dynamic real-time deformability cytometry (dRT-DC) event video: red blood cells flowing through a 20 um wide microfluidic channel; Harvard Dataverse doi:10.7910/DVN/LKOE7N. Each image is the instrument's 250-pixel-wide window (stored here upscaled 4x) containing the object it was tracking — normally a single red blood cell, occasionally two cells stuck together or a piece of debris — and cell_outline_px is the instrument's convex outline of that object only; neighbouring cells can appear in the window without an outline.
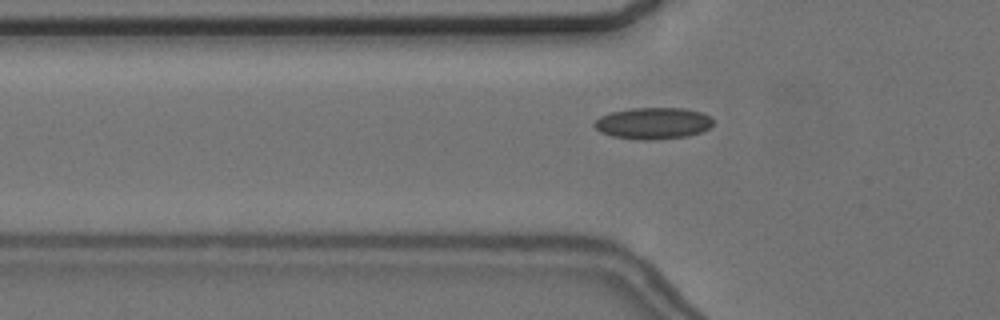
{"species": "common noctule bat (a hibernating species)", "species_latin": "Nyctalus noctula", "temperature_condition": "cold", "stored_images_in_passage": 51, "camera_frame_rate_fps": 3000, "um_per_image_px": 0.085, "animal": {"sex": "female", "body_mass_g": 24.6, "forearm_length_mm": 56.2}, "frame": {"image": 1, "passage_image": 19, "time_ms": 6.0, "image_size_px": [1000, 320], "cell_outline_px": [[712, 124], [708, 128], [700, 132], [688, 136], [652, 140], [640, 140], [612, 136], [600, 132], [592, 124], [600, 116], [612, 112], [632, 108], [684, 108], [700, 112], [712, 116]], "centroid_in_image_um": [55.51, 10.48], "position_along_channel_um": 70.3, "area_um2": 21.85}}
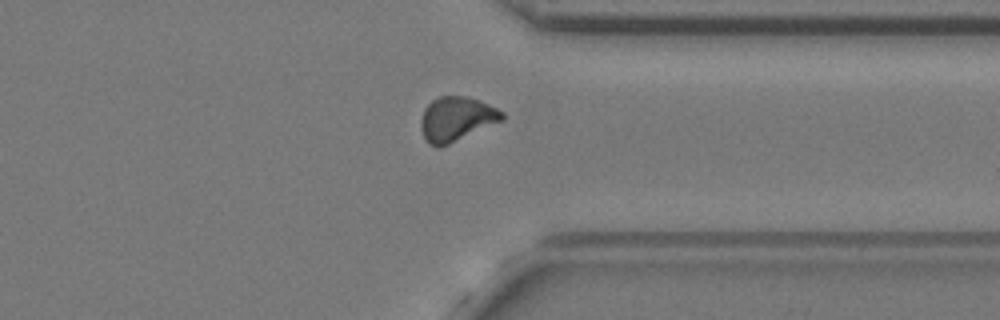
{"frame": {"image": 2, "passage_image": 44, "time_ms": 14.333, "image_size_px": [1000, 320], "cell_outline_px": [[504, 120], [440, 148], [436, 148], [428, 144], [424, 140], [420, 128], [420, 120], [424, 108], [432, 100], [440, 96], [464, 96], [480, 100], [504, 112]], "centroid_in_image_um": [38.77, 10.13], "position_along_channel_um": 372.6, "area_um2": 21.33}}
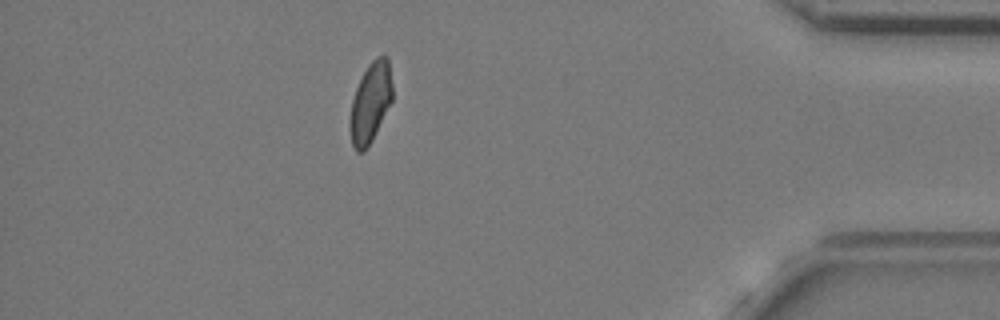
{"frame": {"image": 3, "passage_image": 50, "time_ms": 16.333, "image_size_px": [1000, 320], "cell_outline_px": [[392, 100], [372, 140], [364, 152], [356, 152], [352, 144], [348, 128], [348, 124], [352, 100], [356, 88], [368, 64], [376, 56], [388, 56], [392, 84]], "centroid_in_image_um": [31.47, 8.74], "position_along_channel_um": 403.7, "area_um2": 19.88}}